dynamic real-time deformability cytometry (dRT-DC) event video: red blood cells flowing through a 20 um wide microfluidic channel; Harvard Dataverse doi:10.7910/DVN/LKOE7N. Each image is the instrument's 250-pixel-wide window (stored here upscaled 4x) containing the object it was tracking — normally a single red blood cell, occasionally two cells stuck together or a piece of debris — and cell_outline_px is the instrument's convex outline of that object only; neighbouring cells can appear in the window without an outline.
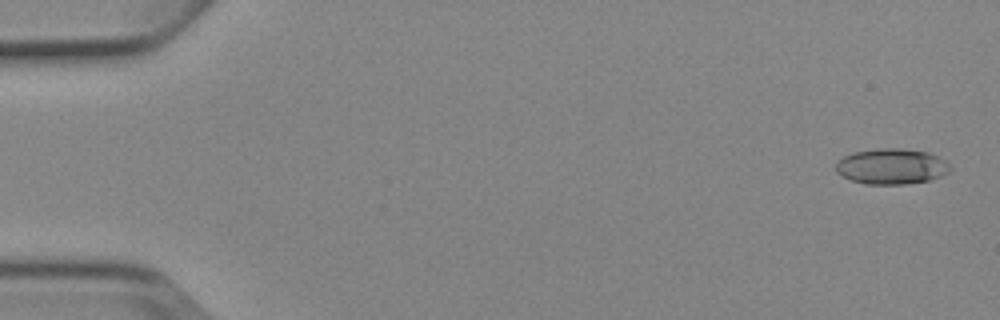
{"species": "Egyptian fruit bat (a non-hibernating species)", "species_latin": "Rousettus aegyptiacus", "temperature_condition": "cold", "stored_images_in_passage": 4, "camera_frame_rate_fps": 3000, "um_per_image_px": 0.085, "animal": {"sex": "female"}, "frame": {"image": 1, "passage_image": 1, "time_ms": 0.0, "image_size_px": [1000, 320], "cell_outline_px": [[952, 168], [948, 172], [940, 176], [928, 180], [904, 184], [864, 184], [852, 180], [836, 172], [836, 164], [844, 156], [852, 152], [880, 148], [900, 148], [928, 152], [944, 160]], "centroid_in_image_um": [75.77, 14.14], "position_along_channel_um": 9.2, "area_um2": 23.52}}
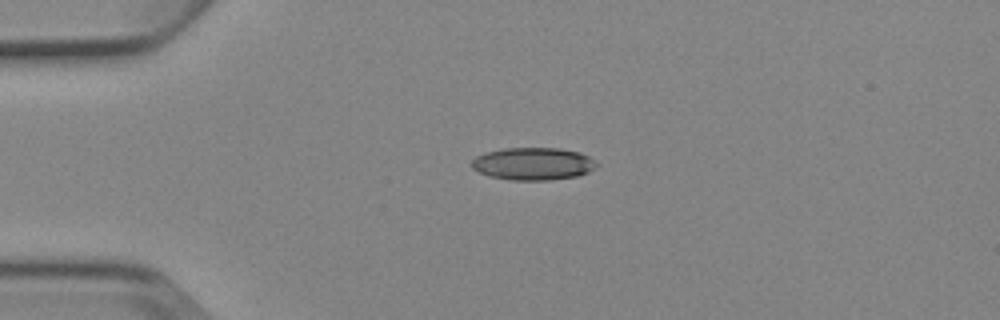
{"frame": {"image": 2, "passage_image": 4, "time_ms": 3.667, "image_size_px": [1000, 320], "cell_outline_px": [[600, 164], [596, 168], [588, 172], [576, 176], [548, 180], [512, 180], [488, 176], [472, 168], [472, 160], [476, 156], [484, 152], [504, 148], [560, 148], [580, 152], [588, 156]], "centroid_in_image_um": [45.33, 13.91], "position_along_channel_um": 39.7, "area_um2": 23.81}}